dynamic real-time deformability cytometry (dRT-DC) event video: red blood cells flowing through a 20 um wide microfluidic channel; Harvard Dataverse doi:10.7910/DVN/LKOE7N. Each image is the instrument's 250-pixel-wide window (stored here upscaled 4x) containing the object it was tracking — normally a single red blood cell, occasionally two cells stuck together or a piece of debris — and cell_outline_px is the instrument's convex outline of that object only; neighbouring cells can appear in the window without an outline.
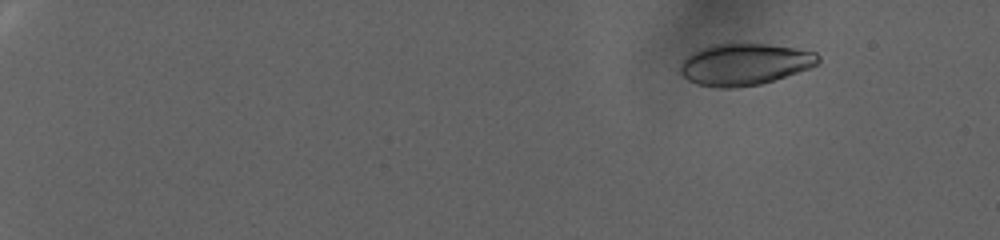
{"species": "human", "species_latin": "Homo sapiens", "temperature_condition": "warm", "stored_images_in_passage": 85, "camera_frame_rate_fps": 3000, "um_per_image_px": 0.085, "donor": {"sex": "female"}, "frame": {"image": 1, "passage_image": 1, "time_ms": 0.0, "image_size_px": [1000, 240], "cell_outline_px": [[820, 64], [760, 84], [736, 88], [720, 88], [696, 84], [688, 80], [680, 72], [680, 64], [692, 52], [716, 44], [768, 44], [796, 48], [816, 52], [820, 56]], "centroid_in_image_um": [63.3, 5.47], "position_along_channel_um": 21.7, "area_um2": 33.23}}
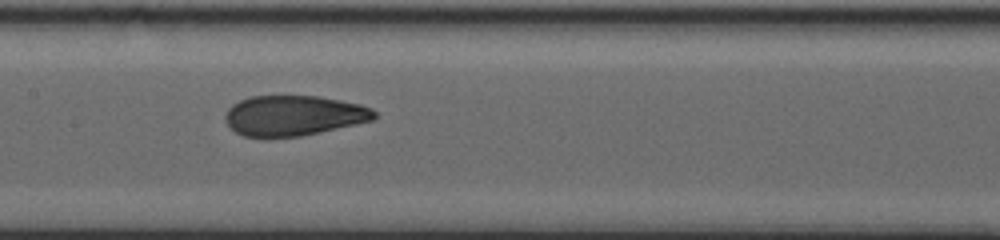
{"frame": {"image": 2, "passage_image": 45, "time_ms": 14.667, "image_size_px": [1000, 240], "cell_outline_px": [[376, 116], [372, 120], [300, 136], [244, 136], [236, 132], [224, 120], [224, 116], [228, 108], [232, 104], [240, 100], [252, 96], [316, 96], [340, 100], [360, 104], [372, 108], [376, 112]], "centroid_in_image_um": [24.94, 9.8], "position_along_channel_um": 182.5, "area_um2": 34.51}}
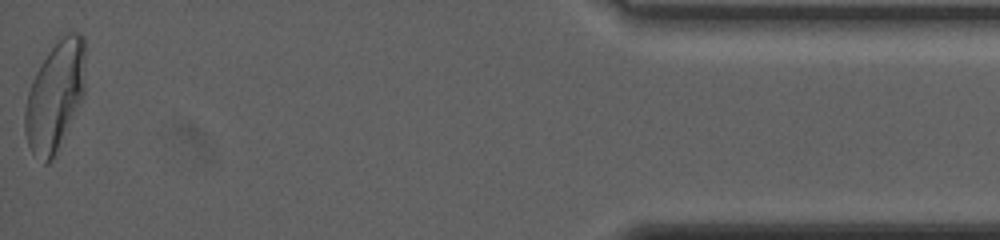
{"frame": {"image": 3, "passage_image": 85, "time_ms": 28.0, "image_size_px": [1000, 240], "cell_outline_px": [[84, 92], [52, 160], [48, 164], [44, 164], [32, 152], [28, 144], [24, 132], [24, 112], [28, 92], [32, 80], [40, 64], [60, 32], [80, 32], [84, 36]], "centroid_in_image_um": [4.65, 8.09], "position_along_channel_um": 430.5, "area_um2": 38.38}, "authors_computed_cell_mechanics": {"area_um2": 34.969, "velocity_mm_per_s": 2.3359, "shape_relaxation_time_tau1_ms": 8.4975, "shape_relaxation_time_tau2_ms": 1.2647, "deformation_change_tau1": 0.2144, "deformation_change_tau2": 0.0652}}